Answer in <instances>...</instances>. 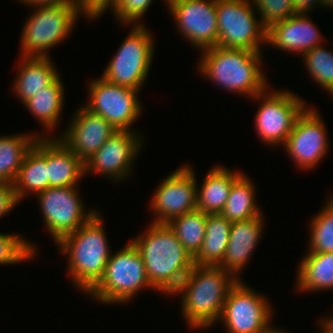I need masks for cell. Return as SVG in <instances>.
I'll return each mask as SVG.
<instances>
[{"instance_id":"1","label":"cell","mask_w":333,"mask_h":333,"mask_svg":"<svg viewBox=\"0 0 333 333\" xmlns=\"http://www.w3.org/2000/svg\"><path fill=\"white\" fill-rule=\"evenodd\" d=\"M238 279L220 266L193 265L173 295L181 296L183 320L192 329H206L221 317L224 303Z\"/></svg>"},{"instance_id":"2","label":"cell","mask_w":333,"mask_h":333,"mask_svg":"<svg viewBox=\"0 0 333 333\" xmlns=\"http://www.w3.org/2000/svg\"><path fill=\"white\" fill-rule=\"evenodd\" d=\"M133 244L139 250L147 277L161 294L172 295L193 267V258L184 249L168 224L153 223Z\"/></svg>"},{"instance_id":"3","label":"cell","mask_w":333,"mask_h":333,"mask_svg":"<svg viewBox=\"0 0 333 333\" xmlns=\"http://www.w3.org/2000/svg\"><path fill=\"white\" fill-rule=\"evenodd\" d=\"M201 52L198 73L220 89L252 100L268 88L267 77L261 70L263 53L221 46L209 47Z\"/></svg>"},{"instance_id":"4","label":"cell","mask_w":333,"mask_h":333,"mask_svg":"<svg viewBox=\"0 0 333 333\" xmlns=\"http://www.w3.org/2000/svg\"><path fill=\"white\" fill-rule=\"evenodd\" d=\"M100 214L97 211L85 224L55 244L68 258L67 272L73 285L85 294L103 276L112 254Z\"/></svg>"},{"instance_id":"5","label":"cell","mask_w":333,"mask_h":333,"mask_svg":"<svg viewBox=\"0 0 333 333\" xmlns=\"http://www.w3.org/2000/svg\"><path fill=\"white\" fill-rule=\"evenodd\" d=\"M32 9L34 12L22 26L21 57H51L48 54L50 49L70 36L79 15L91 20L79 4L36 6Z\"/></svg>"},{"instance_id":"6","label":"cell","mask_w":333,"mask_h":333,"mask_svg":"<svg viewBox=\"0 0 333 333\" xmlns=\"http://www.w3.org/2000/svg\"><path fill=\"white\" fill-rule=\"evenodd\" d=\"M113 254V255H112ZM103 276L85 294L104 304H126L142 289H153L146 273L142 256L129 241L117 252H112Z\"/></svg>"},{"instance_id":"7","label":"cell","mask_w":333,"mask_h":333,"mask_svg":"<svg viewBox=\"0 0 333 333\" xmlns=\"http://www.w3.org/2000/svg\"><path fill=\"white\" fill-rule=\"evenodd\" d=\"M129 32L101 77L110 83L140 91L148 78L156 44L144 24H132Z\"/></svg>"},{"instance_id":"8","label":"cell","mask_w":333,"mask_h":333,"mask_svg":"<svg viewBox=\"0 0 333 333\" xmlns=\"http://www.w3.org/2000/svg\"><path fill=\"white\" fill-rule=\"evenodd\" d=\"M273 312L265 295L238 280L229 291L218 322L228 333H277L281 327L273 326Z\"/></svg>"},{"instance_id":"9","label":"cell","mask_w":333,"mask_h":333,"mask_svg":"<svg viewBox=\"0 0 333 333\" xmlns=\"http://www.w3.org/2000/svg\"><path fill=\"white\" fill-rule=\"evenodd\" d=\"M269 90L252 98L261 101L254 120L255 131L262 143L270 147L283 146L297 118L308 106L304 99L288 89Z\"/></svg>"},{"instance_id":"10","label":"cell","mask_w":333,"mask_h":333,"mask_svg":"<svg viewBox=\"0 0 333 333\" xmlns=\"http://www.w3.org/2000/svg\"><path fill=\"white\" fill-rule=\"evenodd\" d=\"M254 8L252 0H216L217 46L262 52L266 29Z\"/></svg>"},{"instance_id":"11","label":"cell","mask_w":333,"mask_h":333,"mask_svg":"<svg viewBox=\"0 0 333 333\" xmlns=\"http://www.w3.org/2000/svg\"><path fill=\"white\" fill-rule=\"evenodd\" d=\"M87 90L89 98L83 105L85 108L103 116L117 131H136L132 126L143 110L139 90L110 83L99 76L91 81Z\"/></svg>"},{"instance_id":"12","label":"cell","mask_w":333,"mask_h":333,"mask_svg":"<svg viewBox=\"0 0 333 333\" xmlns=\"http://www.w3.org/2000/svg\"><path fill=\"white\" fill-rule=\"evenodd\" d=\"M77 186L49 187L37 194L42 217L54 243L85 224L97 210H87Z\"/></svg>"},{"instance_id":"13","label":"cell","mask_w":333,"mask_h":333,"mask_svg":"<svg viewBox=\"0 0 333 333\" xmlns=\"http://www.w3.org/2000/svg\"><path fill=\"white\" fill-rule=\"evenodd\" d=\"M192 166L183 164L158 184L150 202L153 223L172 219L197 209V178Z\"/></svg>"},{"instance_id":"14","label":"cell","mask_w":333,"mask_h":333,"mask_svg":"<svg viewBox=\"0 0 333 333\" xmlns=\"http://www.w3.org/2000/svg\"><path fill=\"white\" fill-rule=\"evenodd\" d=\"M326 125L310 105L297 118L291 133L282 147L300 170L317 167L328 154L329 140Z\"/></svg>"},{"instance_id":"15","label":"cell","mask_w":333,"mask_h":333,"mask_svg":"<svg viewBox=\"0 0 333 333\" xmlns=\"http://www.w3.org/2000/svg\"><path fill=\"white\" fill-rule=\"evenodd\" d=\"M183 39L199 51L217 46L216 0H164Z\"/></svg>"},{"instance_id":"16","label":"cell","mask_w":333,"mask_h":333,"mask_svg":"<svg viewBox=\"0 0 333 333\" xmlns=\"http://www.w3.org/2000/svg\"><path fill=\"white\" fill-rule=\"evenodd\" d=\"M142 136L138 131L115 132L84 163L85 175L96 174L111 178L113 182L126 181V178L132 174L133 163L143 147Z\"/></svg>"},{"instance_id":"17","label":"cell","mask_w":333,"mask_h":333,"mask_svg":"<svg viewBox=\"0 0 333 333\" xmlns=\"http://www.w3.org/2000/svg\"><path fill=\"white\" fill-rule=\"evenodd\" d=\"M70 125L58 137L84 163L90 159L117 130L103 117L81 105L72 115Z\"/></svg>"},{"instance_id":"18","label":"cell","mask_w":333,"mask_h":333,"mask_svg":"<svg viewBox=\"0 0 333 333\" xmlns=\"http://www.w3.org/2000/svg\"><path fill=\"white\" fill-rule=\"evenodd\" d=\"M324 40L317 25L307 14H295L266 30V44L301 57Z\"/></svg>"},{"instance_id":"19","label":"cell","mask_w":333,"mask_h":333,"mask_svg":"<svg viewBox=\"0 0 333 333\" xmlns=\"http://www.w3.org/2000/svg\"><path fill=\"white\" fill-rule=\"evenodd\" d=\"M263 214L255 218L233 222L225 255L220 267L241 280L240 273L248 265L264 233Z\"/></svg>"},{"instance_id":"20","label":"cell","mask_w":333,"mask_h":333,"mask_svg":"<svg viewBox=\"0 0 333 333\" xmlns=\"http://www.w3.org/2000/svg\"><path fill=\"white\" fill-rule=\"evenodd\" d=\"M49 187L78 186L85 176L84 162L57 137L46 138Z\"/></svg>"},{"instance_id":"21","label":"cell","mask_w":333,"mask_h":333,"mask_svg":"<svg viewBox=\"0 0 333 333\" xmlns=\"http://www.w3.org/2000/svg\"><path fill=\"white\" fill-rule=\"evenodd\" d=\"M13 186L19 202L26 195H37L49 188L45 137H38L27 152Z\"/></svg>"},{"instance_id":"22","label":"cell","mask_w":333,"mask_h":333,"mask_svg":"<svg viewBox=\"0 0 333 333\" xmlns=\"http://www.w3.org/2000/svg\"><path fill=\"white\" fill-rule=\"evenodd\" d=\"M18 74L13 82L12 91L24 104L32 96L51 84L59 75L51 57H20ZM58 71V72H57Z\"/></svg>"},{"instance_id":"23","label":"cell","mask_w":333,"mask_h":333,"mask_svg":"<svg viewBox=\"0 0 333 333\" xmlns=\"http://www.w3.org/2000/svg\"><path fill=\"white\" fill-rule=\"evenodd\" d=\"M243 171L217 165L207 171L202 184H197V209L206 214H220L226 204L233 183ZM199 187H201L199 189Z\"/></svg>"},{"instance_id":"24","label":"cell","mask_w":333,"mask_h":333,"mask_svg":"<svg viewBox=\"0 0 333 333\" xmlns=\"http://www.w3.org/2000/svg\"><path fill=\"white\" fill-rule=\"evenodd\" d=\"M59 75L51 84L36 93L23 106L36 118L45 132L40 137H55L49 132L53 131L62 117L65 88ZM48 133V134H47Z\"/></svg>"},{"instance_id":"25","label":"cell","mask_w":333,"mask_h":333,"mask_svg":"<svg viewBox=\"0 0 333 333\" xmlns=\"http://www.w3.org/2000/svg\"><path fill=\"white\" fill-rule=\"evenodd\" d=\"M296 275L295 288L299 292L333 290V252L306 253Z\"/></svg>"},{"instance_id":"26","label":"cell","mask_w":333,"mask_h":333,"mask_svg":"<svg viewBox=\"0 0 333 333\" xmlns=\"http://www.w3.org/2000/svg\"><path fill=\"white\" fill-rule=\"evenodd\" d=\"M232 223L221 214H207L205 237L194 265L219 266L228 245Z\"/></svg>"},{"instance_id":"27","label":"cell","mask_w":333,"mask_h":333,"mask_svg":"<svg viewBox=\"0 0 333 333\" xmlns=\"http://www.w3.org/2000/svg\"><path fill=\"white\" fill-rule=\"evenodd\" d=\"M253 180L245 172L233 183L223 211L220 213L231 223L245 221L262 215L256 201Z\"/></svg>"},{"instance_id":"28","label":"cell","mask_w":333,"mask_h":333,"mask_svg":"<svg viewBox=\"0 0 333 333\" xmlns=\"http://www.w3.org/2000/svg\"><path fill=\"white\" fill-rule=\"evenodd\" d=\"M35 133L0 136V182L13 184L27 152L40 137Z\"/></svg>"},{"instance_id":"29","label":"cell","mask_w":333,"mask_h":333,"mask_svg":"<svg viewBox=\"0 0 333 333\" xmlns=\"http://www.w3.org/2000/svg\"><path fill=\"white\" fill-rule=\"evenodd\" d=\"M206 221L207 214L196 209L167 223L192 258L198 254L202 247Z\"/></svg>"},{"instance_id":"30","label":"cell","mask_w":333,"mask_h":333,"mask_svg":"<svg viewBox=\"0 0 333 333\" xmlns=\"http://www.w3.org/2000/svg\"><path fill=\"white\" fill-rule=\"evenodd\" d=\"M328 197L319 213L311 218L307 253L333 252V196Z\"/></svg>"},{"instance_id":"31","label":"cell","mask_w":333,"mask_h":333,"mask_svg":"<svg viewBox=\"0 0 333 333\" xmlns=\"http://www.w3.org/2000/svg\"><path fill=\"white\" fill-rule=\"evenodd\" d=\"M323 46L313 48L302 58L312 81L333 95V53Z\"/></svg>"},{"instance_id":"32","label":"cell","mask_w":333,"mask_h":333,"mask_svg":"<svg viewBox=\"0 0 333 333\" xmlns=\"http://www.w3.org/2000/svg\"><path fill=\"white\" fill-rule=\"evenodd\" d=\"M35 246L20 234L0 232V265H14L32 260L37 254Z\"/></svg>"},{"instance_id":"33","label":"cell","mask_w":333,"mask_h":333,"mask_svg":"<svg viewBox=\"0 0 333 333\" xmlns=\"http://www.w3.org/2000/svg\"><path fill=\"white\" fill-rule=\"evenodd\" d=\"M153 0H113L111 4L99 15L92 17L91 19L97 20L100 16H103L107 10L112 11V14L120 22L125 25H140V20L144 14L148 11Z\"/></svg>"},{"instance_id":"34","label":"cell","mask_w":333,"mask_h":333,"mask_svg":"<svg viewBox=\"0 0 333 333\" xmlns=\"http://www.w3.org/2000/svg\"><path fill=\"white\" fill-rule=\"evenodd\" d=\"M260 23L267 30L273 24L289 18L294 13L293 0H252Z\"/></svg>"},{"instance_id":"35","label":"cell","mask_w":333,"mask_h":333,"mask_svg":"<svg viewBox=\"0 0 333 333\" xmlns=\"http://www.w3.org/2000/svg\"><path fill=\"white\" fill-rule=\"evenodd\" d=\"M19 204L13 184L0 182V218L4 217Z\"/></svg>"},{"instance_id":"36","label":"cell","mask_w":333,"mask_h":333,"mask_svg":"<svg viewBox=\"0 0 333 333\" xmlns=\"http://www.w3.org/2000/svg\"><path fill=\"white\" fill-rule=\"evenodd\" d=\"M295 14H308L314 10L313 8H325L324 0H293ZM320 6V7H319Z\"/></svg>"},{"instance_id":"37","label":"cell","mask_w":333,"mask_h":333,"mask_svg":"<svg viewBox=\"0 0 333 333\" xmlns=\"http://www.w3.org/2000/svg\"><path fill=\"white\" fill-rule=\"evenodd\" d=\"M25 6H47V5H59V4H78V0H18Z\"/></svg>"},{"instance_id":"38","label":"cell","mask_w":333,"mask_h":333,"mask_svg":"<svg viewBox=\"0 0 333 333\" xmlns=\"http://www.w3.org/2000/svg\"><path fill=\"white\" fill-rule=\"evenodd\" d=\"M320 320L318 321L321 329L320 333H333V321L328 316H325Z\"/></svg>"},{"instance_id":"39","label":"cell","mask_w":333,"mask_h":333,"mask_svg":"<svg viewBox=\"0 0 333 333\" xmlns=\"http://www.w3.org/2000/svg\"><path fill=\"white\" fill-rule=\"evenodd\" d=\"M325 9L332 8L333 9V0H324Z\"/></svg>"},{"instance_id":"40","label":"cell","mask_w":333,"mask_h":333,"mask_svg":"<svg viewBox=\"0 0 333 333\" xmlns=\"http://www.w3.org/2000/svg\"><path fill=\"white\" fill-rule=\"evenodd\" d=\"M277 333H288V331L286 332L285 329H280Z\"/></svg>"},{"instance_id":"41","label":"cell","mask_w":333,"mask_h":333,"mask_svg":"<svg viewBox=\"0 0 333 333\" xmlns=\"http://www.w3.org/2000/svg\"><path fill=\"white\" fill-rule=\"evenodd\" d=\"M328 317L333 321V316H331V315L329 316V315H328Z\"/></svg>"}]
</instances>
